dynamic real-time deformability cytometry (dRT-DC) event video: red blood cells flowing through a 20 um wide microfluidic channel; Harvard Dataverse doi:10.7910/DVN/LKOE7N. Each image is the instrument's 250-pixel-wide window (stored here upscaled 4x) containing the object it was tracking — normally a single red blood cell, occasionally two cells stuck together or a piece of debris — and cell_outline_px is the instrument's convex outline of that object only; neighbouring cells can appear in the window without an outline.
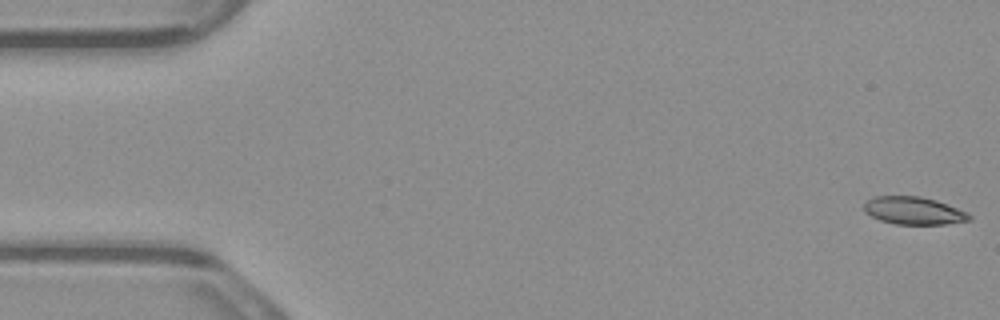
{"species": "common noctule bat (a hibernating species)", "species_latin": "Nyctalus noctula", "temperature_condition": "warm", "stored_images_in_passage": 5, "segment_of_instrument_passage": [1, 2], "camera_frame_rate_fps": 3000, "um_per_image_px": 0.085, "animal": {"sex": "male", "body_mass_g": 23.1, "forearm_length_mm": 52.7}, "frame": {"image": 1, "passage_image": 1, "time_ms": 0.0, "image_size_px": [1000, 320], "cell_outline_px": [[972, 220], [944, 224], [896, 224], [880, 220], [864, 212], [864, 204], [868, 200], [876, 196], [920, 196], [936, 200], [948, 204], [968, 212], [972, 216]], "centroid_in_image_um": [77.7, 17.91], "position_along_channel_um": 7.3, "area_um2": 16.99}}
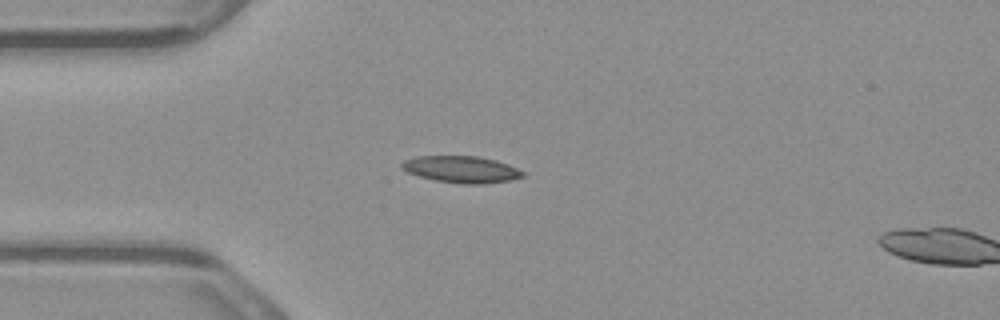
{"frame": {"image": 2, "passage_image": 4, "time_ms": 1.0, "image_size_px": [1000, 320], "cell_outline_px": [[524, 176], [508, 180], [480, 184], [464, 184], [436, 180], [420, 176], [408, 172], [400, 168], [400, 164], [404, 160], [416, 156], [476, 156], [496, 160], [508, 164], [524, 172]], "centroid_in_image_um": [39.19, 14.38], "position_along_channel_um": 45.8, "area_um2": 18.67}}